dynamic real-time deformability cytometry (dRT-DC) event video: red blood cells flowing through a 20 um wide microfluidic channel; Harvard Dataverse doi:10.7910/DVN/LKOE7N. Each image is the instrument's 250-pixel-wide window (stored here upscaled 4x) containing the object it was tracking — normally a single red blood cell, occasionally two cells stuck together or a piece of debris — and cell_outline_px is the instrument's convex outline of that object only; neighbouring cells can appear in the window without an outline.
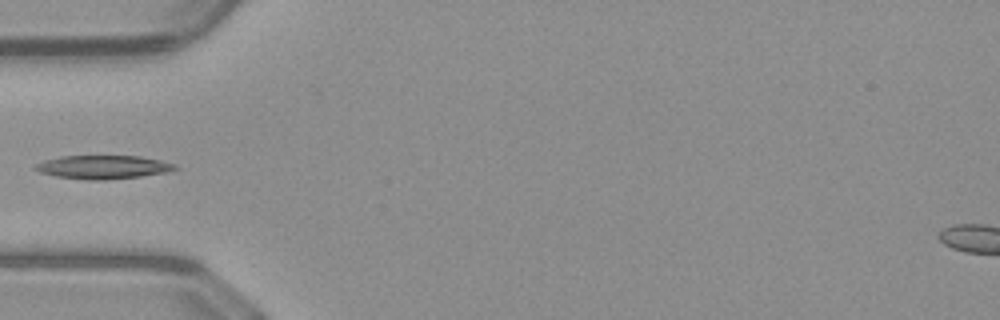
{"species": "common noctule bat (a hibernating species)", "species_latin": "Nyctalus noctula", "temperature_condition": "warm", "stored_images_in_passage": 30, "camera_frame_rate_fps": 3000, "um_per_image_px": 0.085, "animal": {"sex": "male", "body_mass_g": 23.1, "forearm_length_mm": 52.7}, "frame": {"image": 1, "passage_image": 1, "time_ms": 0.0, "image_size_px": [1000, 320], "cell_outline_px": [[180, 168], [164, 172], [140, 176], [104, 180], [88, 180], [56, 176], [40, 172], [32, 168], [36, 164], [44, 160], [60, 156], [140, 156], [160, 160], [176, 164]], "centroid_in_image_um": [8.75, 14.19], "position_along_channel_um": 76.3, "area_um2": 19.07}}
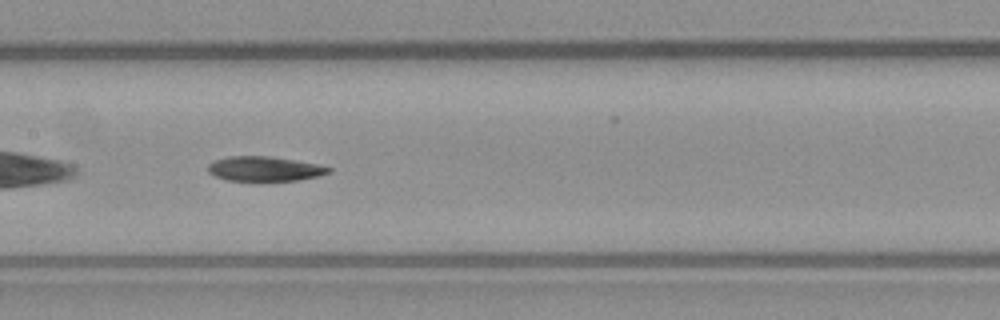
{"frame": {"image": 2, "passage_image": 9, "time_ms": 2.667, "image_size_px": [1000, 320], "cell_outline_px": [[332, 172], [316, 176], [296, 180], [228, 180], [216, 176], [208, 172], [208, 164], [212, 160], [228, 156], [268, 156], [316, 164], [332, 168]], "centroid_in_image_um": [22.44, 14.33], "position_along_channel_um": 185.0, "area_um2": 17.05}}
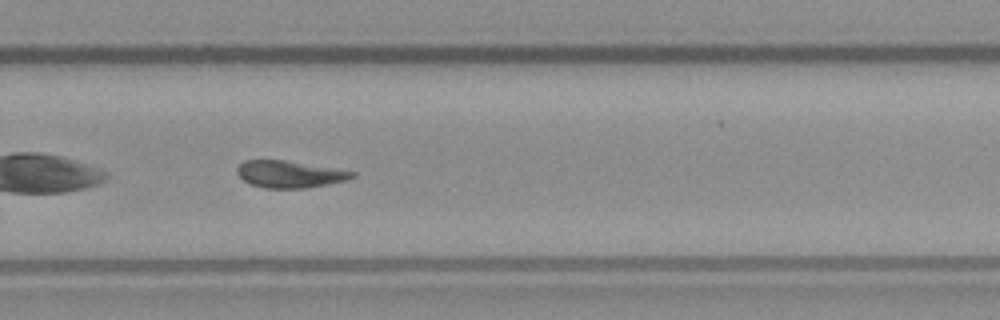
{"frame": {"image": 3, "passage_image": 18, "time_ms": 5.667, "image_size_px": [1000, 320], "cell_outline_px": [[356, 176], [348, 180], [328, 184], [304, 188], [264, 188], [252, 184], [244, 180], [236, 172], [236, 168], [244, 160], [284, 160], [356, 172]], "centroid_in_image_um": [24.62, 14.81], "position_along_channel_um": 305.2, "area_um2": 17.92}}